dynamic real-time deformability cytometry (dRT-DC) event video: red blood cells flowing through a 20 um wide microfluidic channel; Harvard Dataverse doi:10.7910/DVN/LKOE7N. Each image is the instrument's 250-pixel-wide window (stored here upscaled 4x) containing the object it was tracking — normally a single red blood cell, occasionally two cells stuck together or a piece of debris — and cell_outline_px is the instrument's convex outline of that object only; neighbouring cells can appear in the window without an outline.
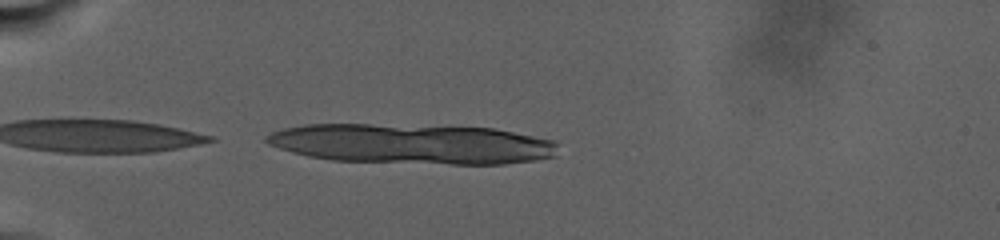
{"species": "human", "species_latin": "Homo sapiens", "temperature_condition": "warm", "stored_images_in_passage": 5, "camera_frame_rate_fps": 3000, "um_per_image_px": 0.085, "donor": {"sex": "male"}, "frame": {"image": 1, "passage_image": 1, "time_ms": 0.0, "image_size_px": [1000, 240], "cell_outline_px": [[556, 156], [536, 160], [504, 164], [452, 164], [332, 160], [308, 156], [292, 152], [268, 144], [264, 140], [264, 136], [272, 132], [284, 128], [304, 124], [368, 124], [496, 128], [556, 140]], "centroid_in_image_um": [35.03, 12.23], "position_along_channel_um": 50.0, "area_um2": 68.15}}